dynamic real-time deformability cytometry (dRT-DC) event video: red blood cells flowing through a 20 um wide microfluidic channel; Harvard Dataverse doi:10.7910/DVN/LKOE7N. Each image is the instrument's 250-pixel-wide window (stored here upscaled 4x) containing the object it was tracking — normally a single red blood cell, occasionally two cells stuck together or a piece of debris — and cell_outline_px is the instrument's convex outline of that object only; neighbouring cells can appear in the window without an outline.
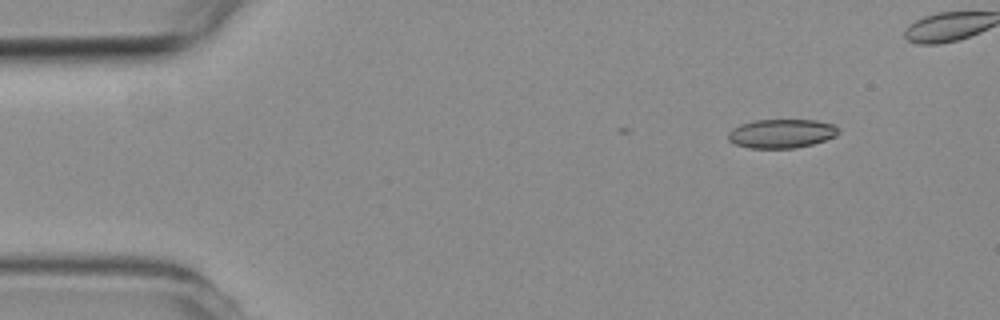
{"species": "common noctule bat (a hibernating species)", "species_latin": "Nyctalus noctula", "temperature_condition": "room temperature", "stored_images_in_passage": 5, "camera_frame_rate_fps": 3000, "um_per_image_px": 0.085, "animal": {"sex": "female", "body_mass_g": 19.3, "forearm_length_mm": 54.1}, "frame": {"image": 1, "passage_image": 1, "time_ms": 0.0, "image_size_px": [1000, 320], "cell_outline_px": [[840, 132], [836, 136], [812, 144], [796, 148], [748, 148], [736, 144], [728, 140], [728, 132], [732, 128], [740, 124], [752, 120], [816, 120], [836, 124], [840, 128]], "centroid_in_image_um": [66.45, 11.34], "position_along_channel_um": 18.6, "area_um2": 18.84}}
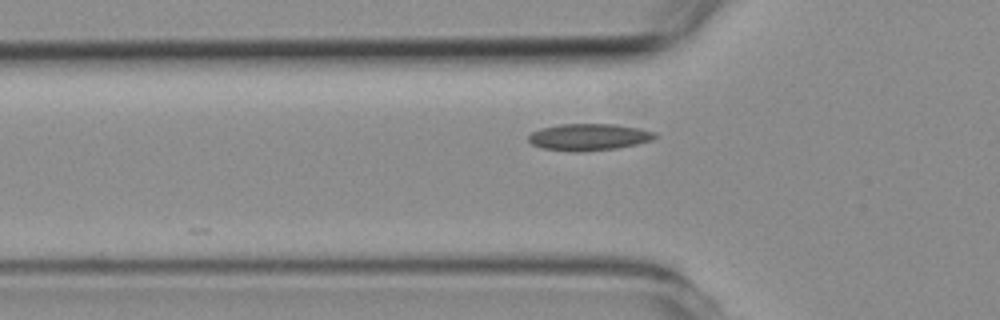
{"frame": {"image": 2, "passage_image": 5, "time_ms": 6.0, "image_size_px": [1000, 320], "cell_outline_px": [[656, 136], [652, 140], [636, 144], [616, 148], [580, 152], [572, 152], [540, 148], [532, 144], [528, 140], [528, 136], [532, 132], [540, 128], [560, 124], [612, 124], [640, 128], [656, 132]], "centroid_in_image_um": [50.02, 11.65], "position_along_channel_um": 75.8, "area_um2": 19.83}}